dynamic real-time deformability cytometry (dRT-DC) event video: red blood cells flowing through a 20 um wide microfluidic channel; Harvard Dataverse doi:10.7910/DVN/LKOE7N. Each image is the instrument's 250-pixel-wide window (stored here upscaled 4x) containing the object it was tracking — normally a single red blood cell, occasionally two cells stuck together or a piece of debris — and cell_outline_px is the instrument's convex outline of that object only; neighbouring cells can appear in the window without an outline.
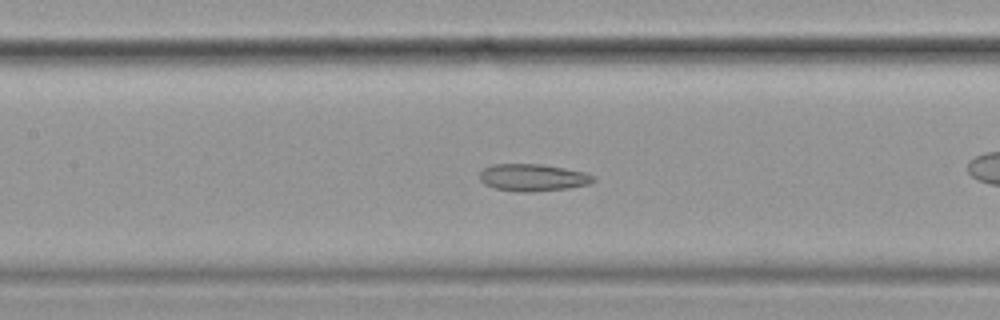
{"species": "common noctule bat (a hibernating species)", "species_latin": "Nyctalus noctula", "temperature_condition": "cold", "stored_images_in_passage": 47, "camera_frame_rate_fps": 3000, "um_per_image_px": 0.085, "animal": {"sex": "female", "body_mass_g": 19.9}, "frame": {"image": 1, "passage_image": 27, "time_ms": 8.667, "image_size_px": [1000, 320], "cell_outline_px": [[596, 180], [588, 184], [568, 188], [532, 192], [516, 192], [496, 188], [484, 184], [480, 180], [480, 172], [484, 168], [492, 164], [544, 164], [584, 172], [596, 176]], "centroid_in_image_um": [45.3, 15.09], "position_along_channel_um": 162.1, "area_um2": 18.09}}
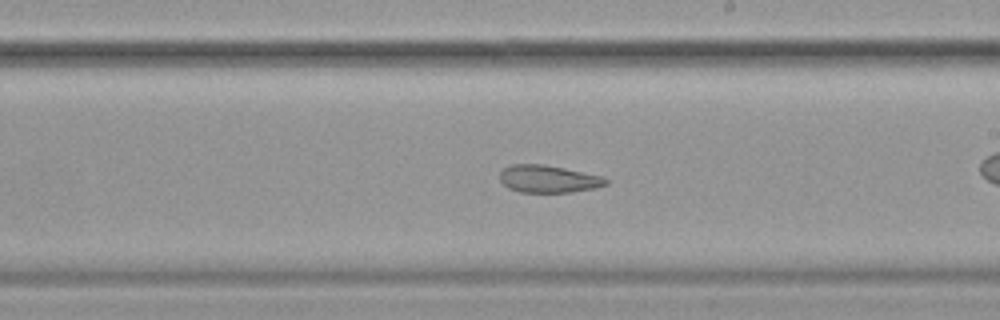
{"frame": {"image": 2, "passage_image": 34, "time_ms": 11.0, "image_size_px": [1000, 320], "cell_outline_px": [[608, 184], [596, 188], [572, 192], [520, 192], [508, 188], [500, 180], [500, 172], [504, 168], [512, 164], [544, 164], [604, 176], [608, 180]], "centroid_in_image_um": [46.64, 15.21], "position_along_channel_um": 242.4, "area_um2": 17.05}}